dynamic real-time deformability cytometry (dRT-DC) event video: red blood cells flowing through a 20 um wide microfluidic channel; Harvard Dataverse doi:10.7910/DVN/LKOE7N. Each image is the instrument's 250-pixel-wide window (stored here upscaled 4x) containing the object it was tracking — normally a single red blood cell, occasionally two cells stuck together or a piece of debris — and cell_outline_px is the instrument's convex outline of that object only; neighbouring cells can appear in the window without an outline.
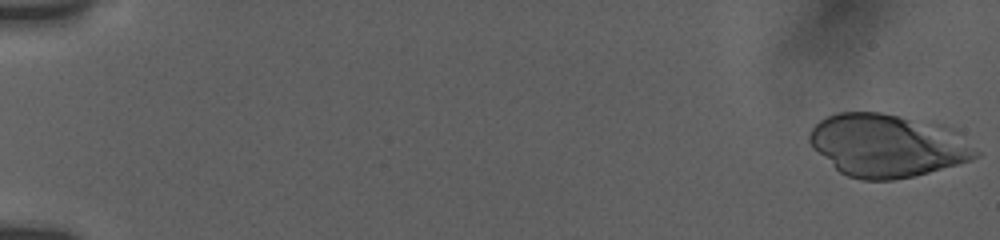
{"species": "human", "species_latin": "Homo sapiens", "temperature_condition": "room temperature", "stored_images_in_passage": 53, "camera_frame_rate_fps": 3000, "um_per_image_px": 0.085, "donor": {"sex": "female"}, "frame": {"image": 1, "passage_image": 1, "time_ms": 0.0, "image_size_px": [1000, 240], "cell_outline_px": [[980, 156], [972, 160], [928, 172], [912, 176], [892, 180], [860, 180], [848, 176], [840, 172], [812, 148], [808, 140], [808, 132], [820, 120], [836, 112], [880, 112], [932, 120], [944, 124], [980, 152]], "centroid_in_image_um": [75.42, 12.34], "position_along_channel_um": 9.6, "area_um2": 61.38}}
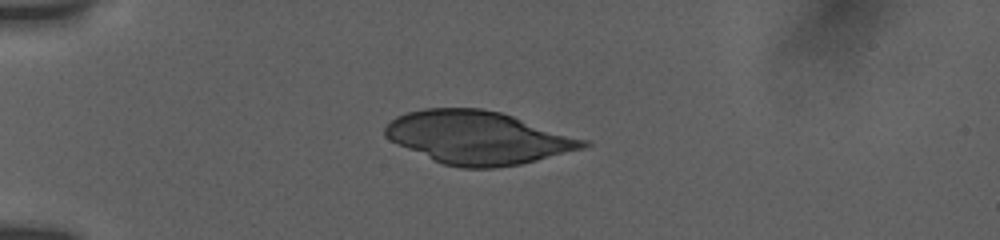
{"frame": {"image": 2, "passage_image": 15, "time_ms": 4.667, "image_size_px": [1000, 240], "cell_outline_px": [[592, 144], [584, 148], [520, 164], [496, 168], [460, 168], [444, 164], [388, 140], [384, 136], [384, 128], [396, 116], [408, 112], [424, 108], [480, 108], [500, 112], [588, 140]], "centroid_in_image_um": [40.62, 11.69], "position_along_channel_um": 44.4, "area_um2": 60.75}}